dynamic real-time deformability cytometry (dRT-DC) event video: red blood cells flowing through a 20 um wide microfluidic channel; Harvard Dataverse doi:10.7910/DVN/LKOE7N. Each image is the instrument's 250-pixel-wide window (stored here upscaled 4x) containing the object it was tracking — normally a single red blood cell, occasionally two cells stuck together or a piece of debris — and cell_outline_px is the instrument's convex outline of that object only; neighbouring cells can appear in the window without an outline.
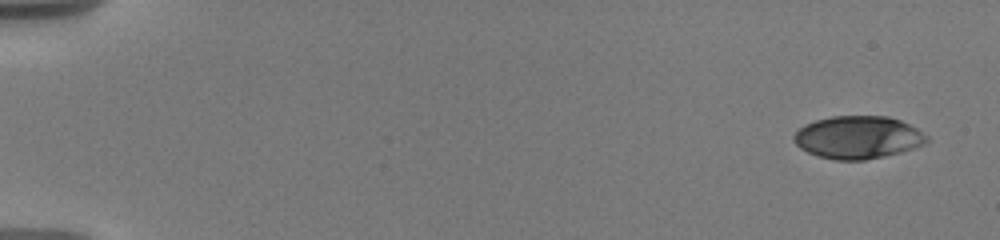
{"species": "human", "species_latin": "Homo sapiens", "temperature_condition": "warm", "stored_images_in_passage": 26, "camera_frame_rate_fps": 3000, "um_per_image_px": 0.085, "donor": {"sex": "male"}, "frame": {"image": 1, "passage_image": 1, "time_ms": 0.0, "image_size_px": [1000, 240], "cell_outline_px": [[928, 140], [924, 144], [900, 152], [884, 156], [864, 160], [836, 160], [816, 156], [800, 148], [792, 140], [792, 136], [800, 128], [816, 120], [832, 116], [888, 116], [900, 120], [916, 128], [928, 136]], "centroid_in_image_um": [72.91, 11.68], "position_along_channel_um": 12.1, "area_um2": 32.95}}
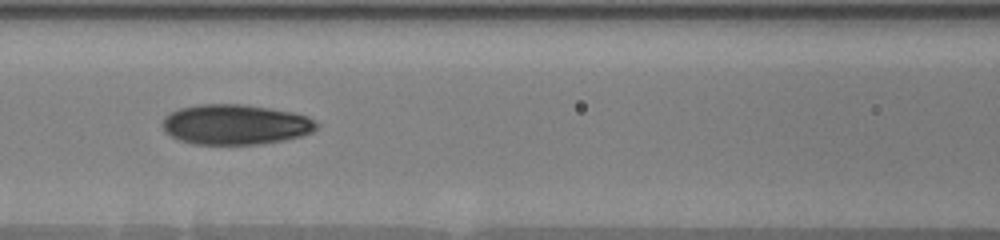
{"frame": {"image": 2, "passage_image": 19, "time_ms": 8.0, "image_size_px": [1000, 240], "cell_outline_px": [[320, 124], [312, 132], [300, 136], [284, 140], [260, 144], [192, 144], [180, 140], [164, 132], [160, 124], [164, 116], [180, 108], [200, 104], [244, 104], [292, 112], [308, 116]], "centroid_in_image_um": [19.99, 10.58], "position_along_channel_um": 146.6, "area_um2": 36.24}}
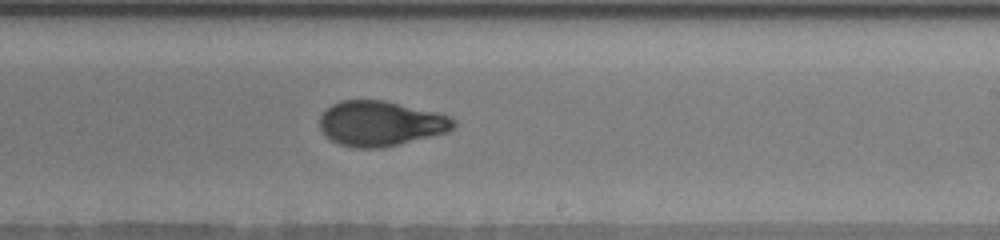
{"frame": {"image": 3, "passage_image": 26, "time_ms": 11.0, "image_size_px": [1000, 240], "cell_outline_px": [[456, 124], [448, 132], [384, 148], [356, 148], [340, 144], [324, 136], [320, 128], [320, 116], [332, 104], [340, 100], [384, 100], [436, 112], [448, 116], [456, 120]], "centroid_in_image_um": [32.34, 10.5], "position_along_channel_um": 256.7, "area_um2": 35.2}}